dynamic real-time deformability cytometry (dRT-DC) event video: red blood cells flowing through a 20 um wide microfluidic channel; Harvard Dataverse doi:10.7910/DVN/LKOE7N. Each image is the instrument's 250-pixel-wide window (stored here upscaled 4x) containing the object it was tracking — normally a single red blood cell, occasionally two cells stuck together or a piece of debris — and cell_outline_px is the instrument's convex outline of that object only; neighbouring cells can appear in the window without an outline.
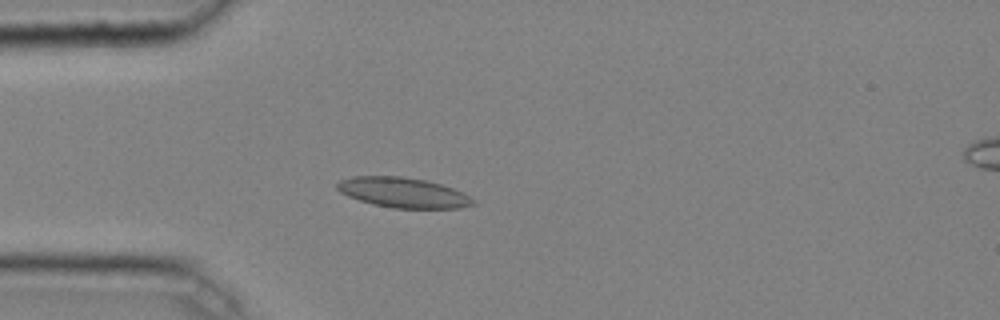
{"species": "common noctule bat (a hibernating species)", "species_latin": "Nyctalus noctula", "temperature_condition": "cold", "stored_images_in_passage": 48, "camera_frame_rate_fps": 3000, "um_per_image_px": 0.085, "animal": {"sex": "male", "body_mass_g": 20.4}, "frame": {"image": 1, "passage_image": 14, "time_ms": 4.333, "image_size_px": [1000, 320], "cell_outline_px": [[476, 204], [460, 208], [392, 208], [372, 204], [348, 196], [340, 192], [336, 188], [336, 184], [340, 180], [352, 176], [400, 176], [424, 180], [440, 184], [452, 188], [476, 200]], "centroid_in_image_um": [34.24, 16.37], "position_along_channel_um": 50.8, "area_um2": 23.76}}
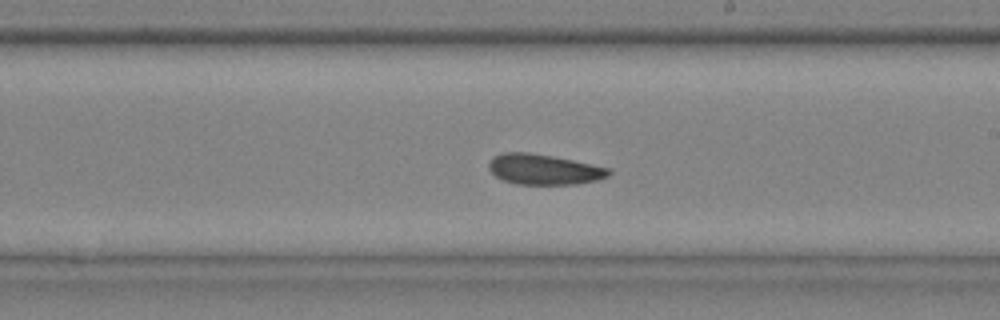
{"frame": {"image": 2, "passage_image": 29, "time_ms": 9.333, "image_size_px": [1000, 320], "cell_outline_px": [[612, 172], [608, 176], [596, 180], [576, 184], [516, 184], [504, 180], [496, 176], [488, 168], [488, 164], [496, 156], [504, 152], [528, 152], [552, 156], [612, 168]], "centroid_in_image_um": [46.26, 14.4], "position_along_channel_um": 242.7, "area_um2": 21.1}}
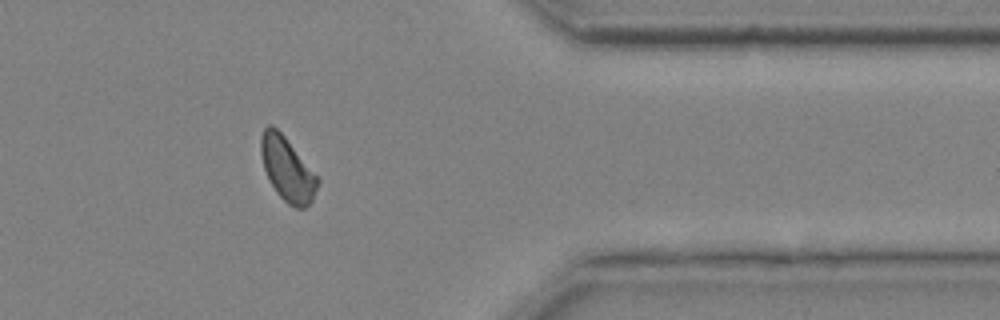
{"frame": {"image": 3, "passage_image": 41, "time_ms": 13.333, "image_size_px": [1000, 320], "cell_outline_px": [[320, 180], [312, 200], [304, 208], [296, 208], [288, 204], [276, 192], [264, 168], [260, 152], [260, 136], [264, 128], [268, 124], [272, 124], [284, 136]], "centroid_in_image_um": [24.4, 14.36], "position_along_channel_um": 387.0, "area_um2": 20.69}}